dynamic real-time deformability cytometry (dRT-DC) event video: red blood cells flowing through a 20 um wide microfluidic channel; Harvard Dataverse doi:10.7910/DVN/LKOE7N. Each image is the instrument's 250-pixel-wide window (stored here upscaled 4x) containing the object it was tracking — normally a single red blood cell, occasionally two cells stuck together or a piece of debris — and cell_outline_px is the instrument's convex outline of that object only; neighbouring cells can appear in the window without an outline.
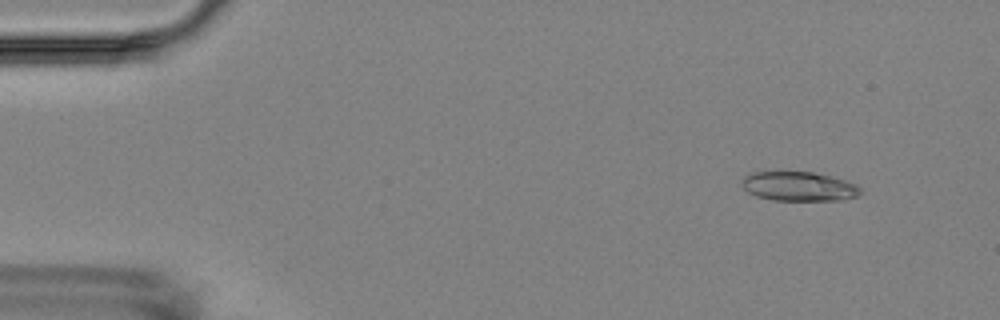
{"species": "Egyptian fruit bat (a non-hibernating species)", "species_latin": "Rousettus aegyptiacus", "temperature_condition": "room temperature", "stored_images_in_passage": 5, "camera_frame_rate_fps": 3000, "um_per_image_px": 0.085, "animal": {"sex": "female"}, "frame": {"image": 1, "passage_image": 2, "time_ms": 1.333, "image_size_px": [1000, 320], "cell_outline_px": [[860, 192], [856, 196], [844, 200], [772, 200], [756, 196], [748, 192], [744, 188], [740, 180], [748, 172], [780, 168], [812, 172], [832, 176], [856, 184], [860, 188]], "centroid_in_image_um": [67.8, 15.78], "position_along_channel_um": 17.2, "area_um2": 21.21}}
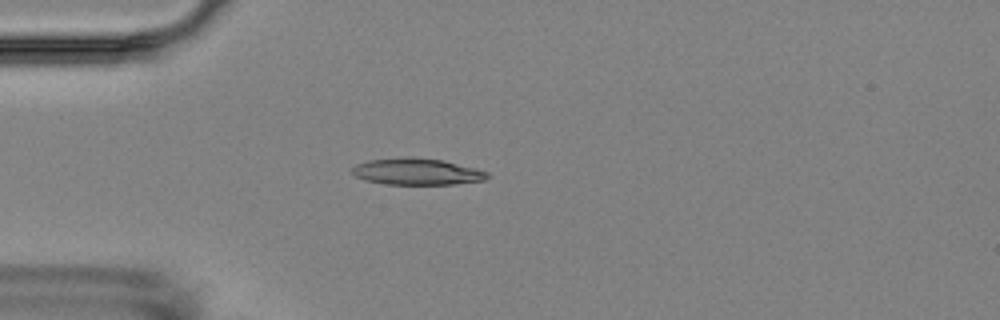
{"frame": {"image": 2, "passage_image": 5, "time_ms": 4.667, "image_size_px": [1000, 320], "cell_outline_px": [[492, 176], [488, 180], [452, 184], [384, 184], [364, 180], [356, 176], [352, 172], [352, 168], [356, 164], [368, 160], [404, 156], [412, 156], [444, 160], [476, 168], [488, 172]], "centroid_in_image_um": [35.47, 14.57], "position_along_channel_um": 49.5, "area_um2": 21.33}}